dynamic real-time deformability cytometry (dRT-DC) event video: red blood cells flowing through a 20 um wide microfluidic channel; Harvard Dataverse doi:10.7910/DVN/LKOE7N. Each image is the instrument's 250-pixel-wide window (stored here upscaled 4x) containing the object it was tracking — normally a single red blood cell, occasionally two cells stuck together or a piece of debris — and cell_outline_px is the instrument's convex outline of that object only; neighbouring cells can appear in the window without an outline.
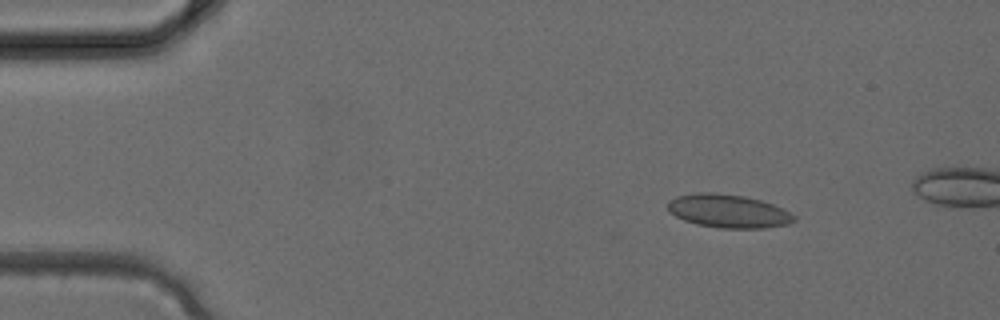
{"species": "common noctule bat (a hibernating species)", "species_latin": "Nyctalus noctula", "temperature_condition": "cold", "stored_images_in_passage": 2, "camera_frame_rate_fps": 3000, "um_per_image_px": 0.085, "animal": {"sex": "female", "body_mass_g": 24.6, "forearm_length_mm": 56.2}, "frame": {"image": 1, "passage_image": 1, "time_ms": 0.0, "image_size_px": [1000, 320], "cell_outline_px": [[796, 220], [788, 224], [764, 228], [720, 228], [696, 224], [684, 220], [668, 212], [668, 200], [676, 196], [700, 192], [712, 192], [744, 196], [760, 200], [772, 204], [796, 216]], "centroid_in_image_um": [61.87, 17.94], "position_along_channel_um": 23.1, "area_um2": 24.51}}